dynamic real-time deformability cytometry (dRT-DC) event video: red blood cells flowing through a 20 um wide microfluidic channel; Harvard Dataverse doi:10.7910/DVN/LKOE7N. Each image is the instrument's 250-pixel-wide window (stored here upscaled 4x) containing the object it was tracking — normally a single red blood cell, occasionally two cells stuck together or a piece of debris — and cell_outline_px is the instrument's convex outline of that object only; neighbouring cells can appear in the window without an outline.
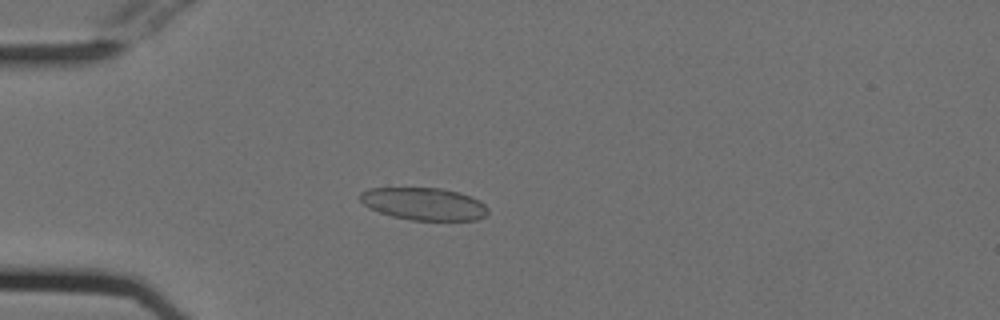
{"species": "Egyptian fruit bat (a non-hibernating species)", "species_latin": "Rousettus aegyptiacus", "temperature_condition": "cold", "stored_images_in_passage": 53, "camera_frame_rate_fps": 3000, "um_per_image_px": 0.085, "animal": {"sex": "female"}, "frame": {"image": 1, "passage_image": 14, "time_ms": 4.333, "image_size_px": [1000, 320], "cell_outline_px": [[488, 212], [484, 216], [476, 220], [412, 220], [392, 216], [368, 208], [360, 200], [360, 192], [368, 188], [440, 188], [460, 192], [480, 200], [488, 208]], "centroid_in_image_um": [36.03, 17.32], "position_along_channel_um": 49.0, "area_um2": 24.22}}
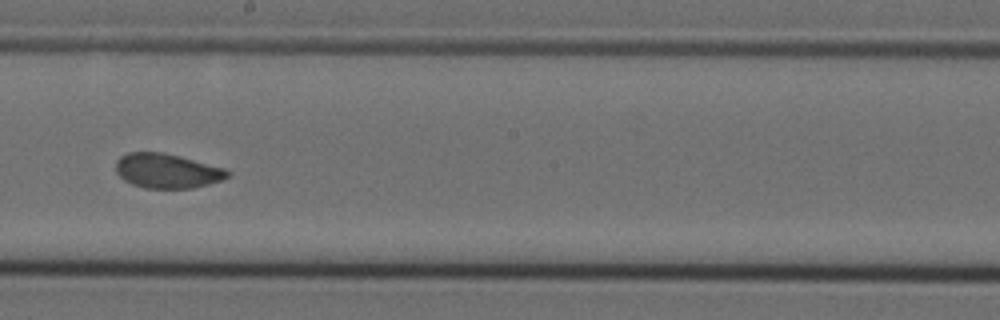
{"frame": {"image": 2, "passage_image": 30, "time_ms": 9.667, "image_size_px": [1000, 320], "cell_outline_px": [[232, 172], [228, 176], [220, 180], [208, 184], [192, 188], [144, 188], [132, 184], [124, 180], [116, 172], [116, 160], [120, 156], [128, 152], [164, 152], [180, 156], [224, 168]], "centroid_in_image_um": [14.17, 14.52], "position_along_channel_um": 234.0, "area_um2": 22.48}}
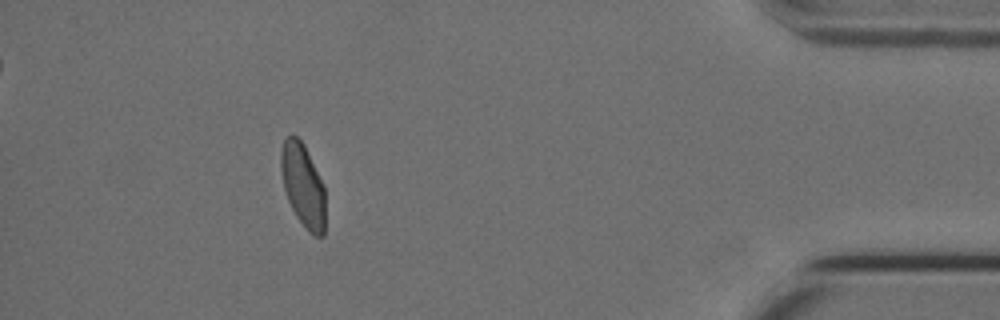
{"frame": {"image": 3, "passage_image": 48, "time_ms": 15.667, "image_size_px": [1000, 320], "cell_outline_px": [[324, 236], [316, 236], [308, 232], [296, 216], [288, 200], [284, 188], [280, 168], [280, 152], [284, 140], [288, 136], [296, 136], [304, 144], [324, 184]], "centroid_in_image_um": [25.75, 15.75], "position_along_channel_um": 409.5, "area_um2": 21.5}, "authors_computed_cell_mechanics": {"area_um2": 23.0044, "velocity_mm_per_s": 3.7631, "shape_relaxation_time_tau1_ms": null, "shape_relaxation_time_tau2_ms": 0.9465, "deformation_change_tau1": null, "deformation_change_tau2": 0.0551}}